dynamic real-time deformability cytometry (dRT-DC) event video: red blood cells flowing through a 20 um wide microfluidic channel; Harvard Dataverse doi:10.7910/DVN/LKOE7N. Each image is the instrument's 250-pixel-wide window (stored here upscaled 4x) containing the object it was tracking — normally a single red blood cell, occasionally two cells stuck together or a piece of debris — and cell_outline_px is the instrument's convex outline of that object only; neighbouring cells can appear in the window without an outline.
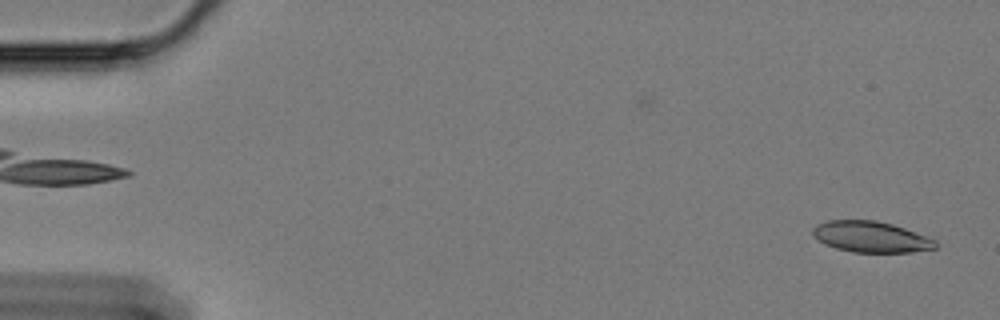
{"species": "Egyptian fruit bat (a non-hibernating species)", "species_latin": "Rousettus aegyptiacus", "temperature_condition": "cold", "stored_images_in_passage": 60, "camera_frame_rate_fps": 3000, "um_per_image_px": 0.085, "animal": {"sex": "female"}, "frame": {"image": 1, "passage_image": 2, "time_ms": 0.333, "image_size_px": [1000, 320], "cell_outline_px": [[936, 248], [912, 252], [852, 252], [836, 248], [824, 244], [812, 236], [812, 228], [816, 224], [828, 220], [876, 220], [892, 224], [904, 228], [936, 240]], "centroid_in_image_um": [73.98, 20.13], "position_along_channel_um": 11.0, "area_um2": 22.2}}
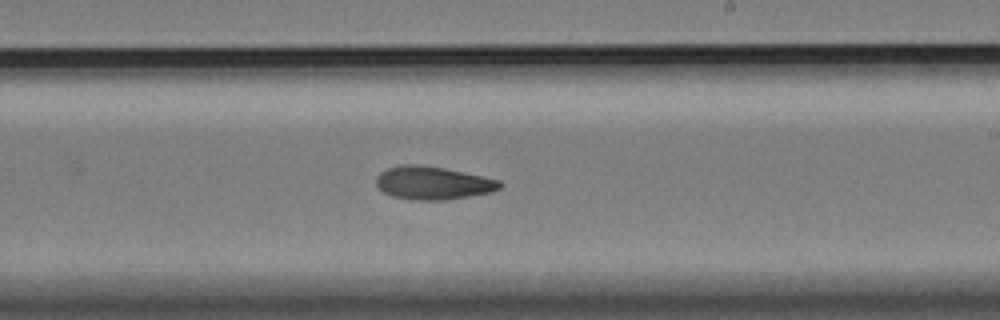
{"frame": {"image": 2, "passage_image": 35, "time_ms": 11.333, "image_size_px": [1000, 320], "cell_outline_px": [[504, 184], [500, 188], [492, 192], [444, 200], [416, 200], [392, 196], [384, 192], [376, 184], [376, 176], [380, 172], [388, 168], [400, 164], [412, 164], [444, 168], [500, 180]], "centroid_in_image_um": [36.79, 15.55], "position_along_channel_um": 252.2, "area_um2": 23.7}}
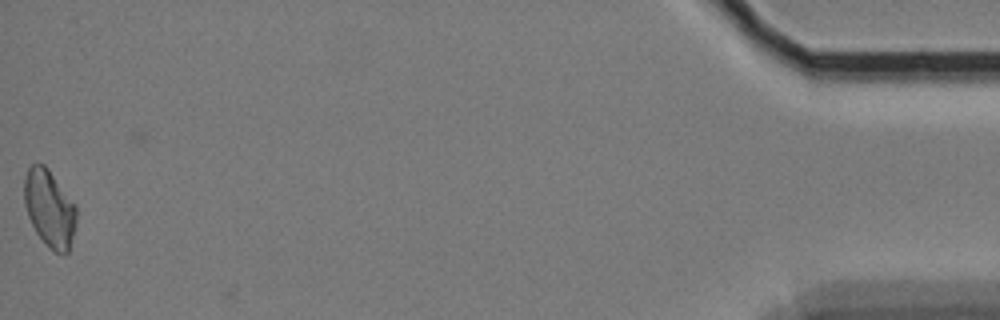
{"frame": {"image": 3, "passage_image": 59, "time_ms": 19.333, "image_size_px": [1000, 320], "cell_outline_px": [[76, 224], [68, 252], [64, 256], [52, 252], [36, 232], [28, 216], [24, 204], [24, 176], [28, 168], [32, 164], [44, 164], [48, 168], [76, 204]], "centroid_in_image_um": [4.21, 17.73], "position_along_channel_um": 431.0, "area_um2": 23.7}, "authors_computed_cell_mechanics": {"area_um2": 23.5246, "velocity_mm_per_s": 3.3767, "shape_relaxation_time_tau1_ms": null, "shape_relaxation_time_tau2_ms": 8.7028, "deformation_change_tau1": null, "deformation_change_tau2": 0.1559}}